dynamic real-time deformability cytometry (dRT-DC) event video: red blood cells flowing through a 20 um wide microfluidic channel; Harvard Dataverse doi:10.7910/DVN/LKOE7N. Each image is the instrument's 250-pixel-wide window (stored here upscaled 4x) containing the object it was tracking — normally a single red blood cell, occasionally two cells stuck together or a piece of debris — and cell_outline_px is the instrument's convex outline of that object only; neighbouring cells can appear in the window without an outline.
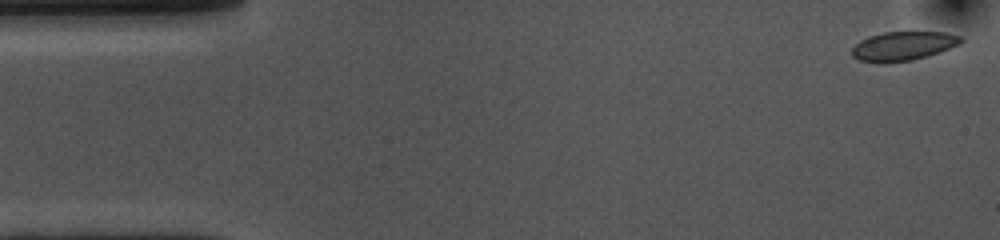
{"species": "common noctule bat (a hibernating species)", "species_latin": "Nyctalus noctula", "temperature_condition": "cold", "stored_images_in_passage": 53, "camera_frame_rate_fps": 3000, "um_per_image_px": 0.085, "animal": {"sex": "female", "body_mass_g": 10.0, "forearm_length_mm": 53.1}, "frame": {"image": 1, "passage_image": 1, "time_ms": 0.0, "image_size_px": [1000, 240], "cell_outline_px": [[964, 40], [960, 44], [940, 52], [928, 56], [912, 60], [880, 64], [860, 60], [852, 56], [852, 48], [860, 40], [868, 36], [884, 32], [944, 32], [960, 36]], "centroid_in_image_um": [76.76, 3.92], "position_along_channel_um": 8.2, "area_um2": 18.61}}
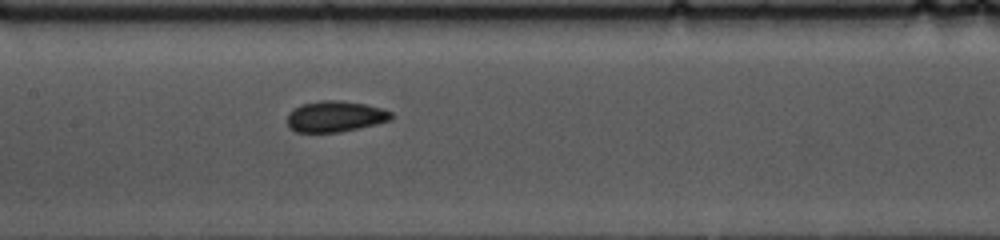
{"frame": {"image": 2, "passage_image": 24, "time_ms": 7.667, "image_size_px": [1000, 240], "cell_outline_px": [[392, 120], [360, 128], [340, 132], [296, 132], [288, 128], [288, 112], [300, 104], [324, 100], [340, 100], [364, 104], [384, 108], [392, 112]], "centroid_in_image_um": [28.5, 9.9], "position_along_channel_um": 178.9, "area_um2": 18.96}}
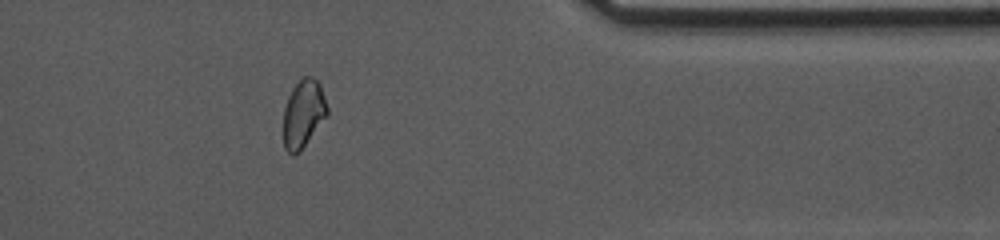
{"frame": {"image": 3, "passage_image": 43, "time_ms": 14.0, "image_size_px": [1000, 240], "cell_outline_px": [[328, 116], [300, 152], [296, 156], [292, 156], [284, 148], [284, 108], [288, 96], [292, 88], [304, 76], [312, 76], [320, 84], [328, 108]], "centroid_in_image_um": [25.8, 9.7], "position_along_channel_um": 385.6, "area_um2": 17.57}, "authors_computed_cell_mechanics": {"area_um2": 18.6694, "velocity_mm_per_s": 3.6186, "shape_relaxation_time_tau1_ms": 5.8873, "shape_relaxation_time_tau2_ms": 1.9032, "deformation_change_tau1": 0.0936, "deformation_change_tau2": 0.055}}